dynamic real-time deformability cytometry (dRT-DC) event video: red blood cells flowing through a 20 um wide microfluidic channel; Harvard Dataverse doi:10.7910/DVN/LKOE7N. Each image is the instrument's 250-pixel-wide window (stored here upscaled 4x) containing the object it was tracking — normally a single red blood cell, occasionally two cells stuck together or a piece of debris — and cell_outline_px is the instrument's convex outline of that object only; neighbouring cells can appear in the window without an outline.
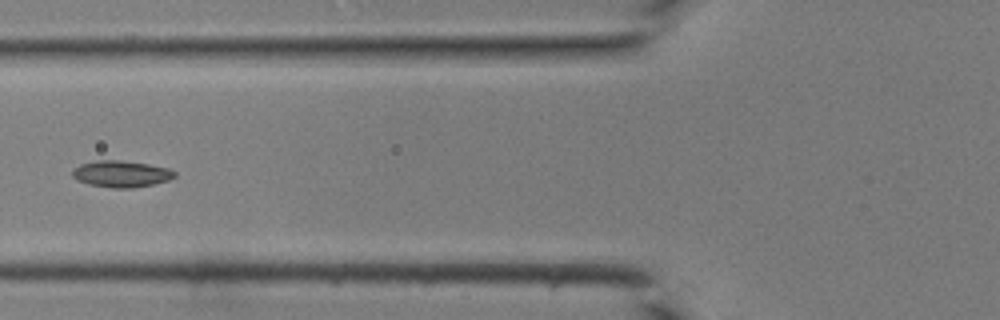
{"species": "common noctule bat (a hibernating species)", "species_latin": "Nyctalus noctula", "temperature_condition": "room temperature", "stored_images_in_passage": 27, "camera_frame_rate_fps": 3000, "um_per_image_px": 0.085, "animal": {"sex": "male", "body_mass_g": 19.0, "forearm_length_mm": 50.8}, "frame": {"image": 1, "passage_image": 8, "time_ms": 2.333, "image_size_px": [1000, 320], "cell_outline_px": [[176, 176], [168, 180], [152, 184], [132, 188], [112, 188], [88, 184], [76, 180], [72, 176], [72, 172], [80, 164], [96, 160], [120, 160], [148, 164], [168, 168], [176, 172]], "centroid_in_image_um": [10.29, 14.78], "position_along_channel_um": 115.5, "area_um2": 15.78}}
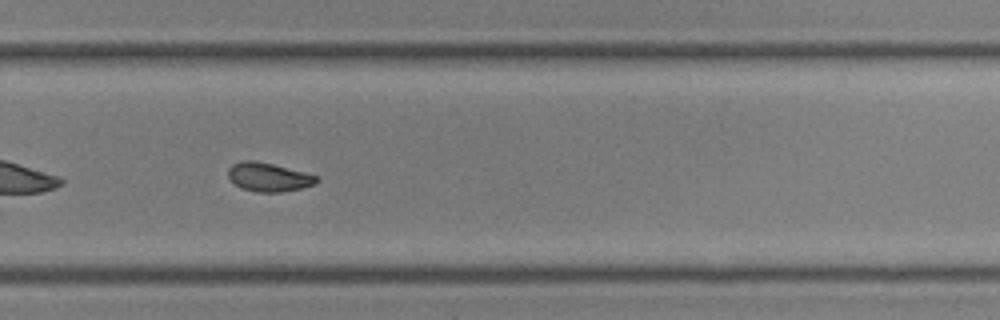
{"frame": {"image": 2, "passage_image": 20, "time_ms": 6.333, "image_size_px": [1000, 320], "cell_outline_px": [[316, 180], [312, 184], [300, 188], [280, 192], [256, 192], [240, 188], [228, 176], [228, 168], [232, 164], [244, 160], [256, 160], [304, 172], [316, 176]], "centroid_in_image_um": [22.75, 15.04], "position_along_channel_um": 307.0, "area_um2": 14.51}}
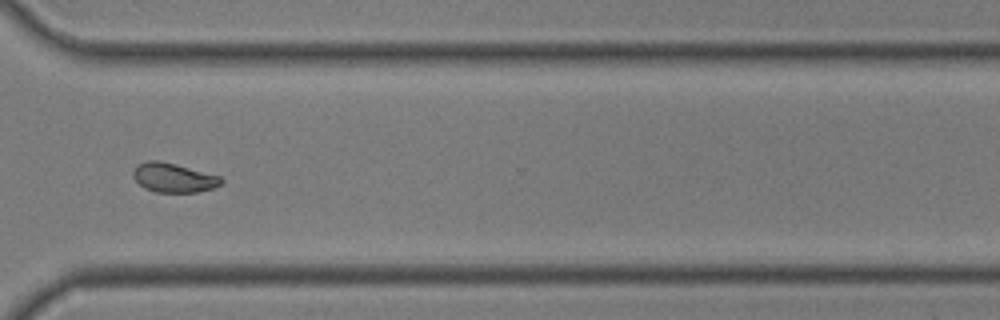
{"frame": {"image": 3, "passage_image": 23, "time_ms": 7.333, "image_size_px": [1000, 320], "cell_outline_px": [[224, 180], [220, 184], [212, 188], [196, 192], [156, 192], [144, 188], [132, 176], [132, 172], [136, 164], [148, 160], [160, 160], [176, 164], [220, 176]], "centroid_in_image_um": [14.71, 15.09], "position_along_channel_um": 355.9, "area_um2": 15.03}}